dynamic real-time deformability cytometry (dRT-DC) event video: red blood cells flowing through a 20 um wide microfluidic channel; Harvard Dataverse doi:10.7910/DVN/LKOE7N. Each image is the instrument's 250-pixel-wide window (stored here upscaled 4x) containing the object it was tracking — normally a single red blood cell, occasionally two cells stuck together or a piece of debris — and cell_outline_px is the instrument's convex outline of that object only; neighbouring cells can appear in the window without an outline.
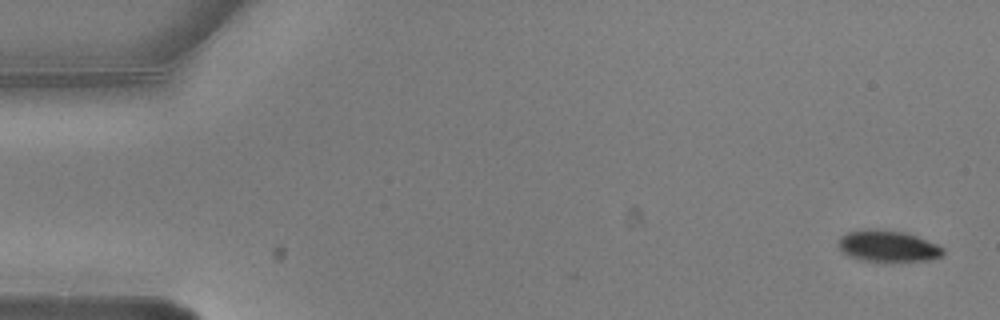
{"species": "common noctule bat (a hibernating species)", "species_latin": "Nyctalus noctula", "temperature_condition": "warm", "stored_images_in_passage": 2, "camera_frame_rate_fps": 3000, "um_per_image_px": 0.085, "animal": {"sex": "male", "body_mass_g": 20.5, "forearm_length_mm": 52.5}, "frame": {"image": 1, "passage_image": 2, "time_ms": 0.333, "image_size_px": [1000, 320], "cell_outline_px": [[944, 252], [940, 256], [928, 260], [860, 260], [844, 252], [836, 244], [840, 236], [848, 232], [904, 232], [916, 236], [936, 244], [944, 248]], "centroid_in_image_um": [75.49, 20.95], "position_along_channel_um": 9.5, "area_um2": 17.86}}